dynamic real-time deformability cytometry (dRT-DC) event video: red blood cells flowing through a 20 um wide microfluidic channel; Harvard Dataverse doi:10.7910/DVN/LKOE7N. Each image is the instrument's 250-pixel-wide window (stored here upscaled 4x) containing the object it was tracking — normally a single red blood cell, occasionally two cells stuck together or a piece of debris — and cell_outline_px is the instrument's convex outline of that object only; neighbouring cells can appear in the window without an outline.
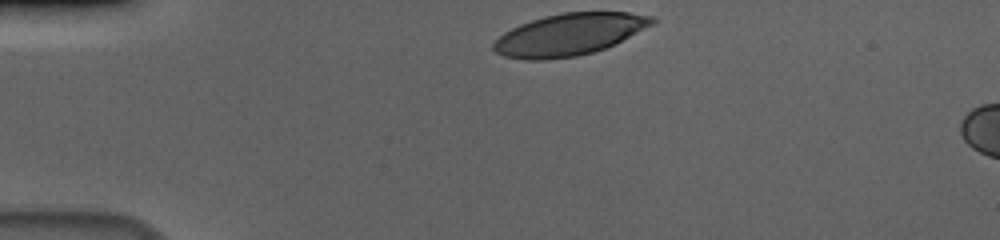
{"species": "human", "species_latin": "Homo sapiens", "temperature_condition": "cold", "stored_images_in_passage": 35, "camera_frame_rate_fps": 3000, "um_per_image_px": 0.085, "donor": {"sex": "male"}, "frame": {"image": 1, "passage_image": 1, "time_ms": 0.0, "image_size_px": [1000, 240], "cell_outline_px": [[656, 20], [652, 24], [604, 48], [592, 52], [576, 56], [544, 60], [524, 60], [504, 56], [496, 52], [492, 48], [492, 44], [504, 32], [520, 24], [544, 16], [564, 12], [628, 12], [652, 16]], "centroid_in_image_um": [48.32, 2.93], "position_along_channel_um": 36.7, "area_um2": 38.21}}
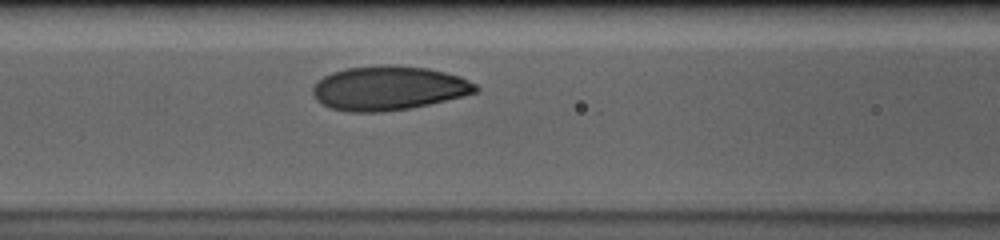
{"frame": {"image": 2, "passage_image": 13, "time_ms": 4.0, "image_size_px": [1000, 240], "cell_outline_px": [[480, 88], [476, 92], [464, 96], [428, 104], [408, 108], [380, 112], [348, 112], [332, 108], [316, 100], [312, 92], [312, 88], [324, 76], [332, 72], [348, 68], [384, 64], [392, 64], [428, 68], [460, 76], [476, 84]], "centroid_in_image_um": [33.05, 7.48], "position_along_channel_um": 133.6, "area_um2": 41.85}}
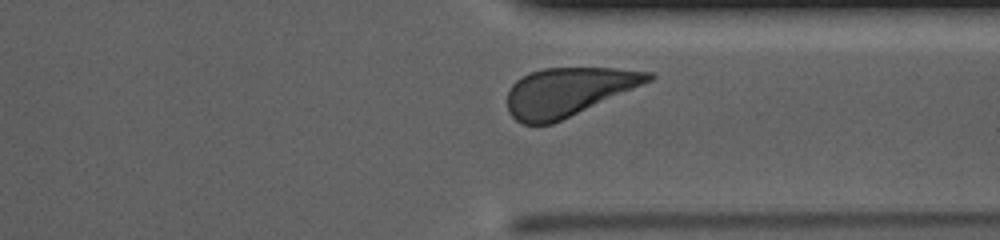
{"frame": {"image": 3, "passage_image": 32, "time_ms": 10.333, "image_size_px": [1000, 240], "cell_outline_px": [[656, 76], [652, 80], [552, 124], [524, 124], [516, 120], [508, 112], [508, 92], [512, 84], [516, 80], [528, 72], [544, 68], [616, 68], [652, 72]], "centroid_in_image_um": [48.27, 7.79], "position_along_channel_um": 363.1, "area_um2": 39.48}, "authors_computed_cell_mechanics": {"area_um2": 41.2114, "velocity_mm_per_s": 3.6229, "shape_relaxation_time_tau1_ms": 2.7516, "shape_relaxation_time_tau2_ms": null, "deformation_change_tau1": 0.1439, "deformation_change_tau2": null}}